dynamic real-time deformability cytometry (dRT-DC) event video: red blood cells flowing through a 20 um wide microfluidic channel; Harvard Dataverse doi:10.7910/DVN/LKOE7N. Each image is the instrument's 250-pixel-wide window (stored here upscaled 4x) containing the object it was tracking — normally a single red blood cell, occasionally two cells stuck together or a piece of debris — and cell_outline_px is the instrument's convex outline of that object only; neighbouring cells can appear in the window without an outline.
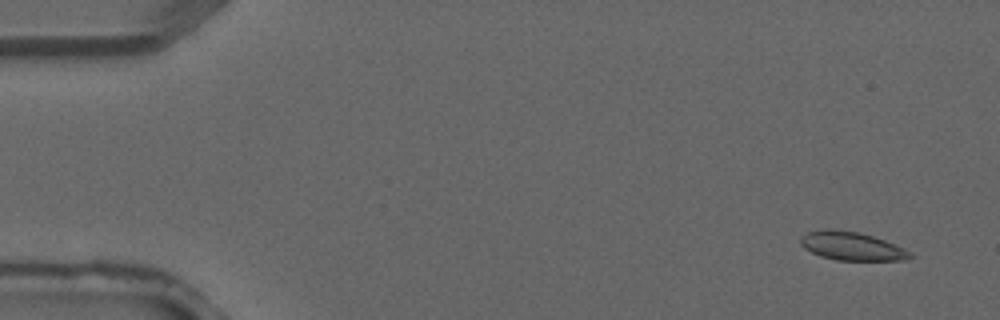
{"species": "common noctule bat (a hibernating species)", "species_latin": "Nyctalus noctula", "temperature_condition": "warm", "stored_images_in_passage": 3, "camera_frame_rate_fps": 3000, "um_per_image_px": 0.085, "animal": {"sex": "male", "forearm_length_mm": 52.5}, "frame": {"image": 1, "passage_image": 1, "time_ms": 0.0, "image_size_px": [1000, 320], "cell_outline_px": [[916, 256], [908, 260], [836, 260], [820, 256], [804, 248], [800, 244], [800, 236], [808, 232], [832, 228], [856, 232], [872, 236], [884, 240], [904, 248], [912, 252]], "centroid_in_image_um": [72.42, 20.93], "position_along_channel_um": 12.6, "area_um2": 18.21}}